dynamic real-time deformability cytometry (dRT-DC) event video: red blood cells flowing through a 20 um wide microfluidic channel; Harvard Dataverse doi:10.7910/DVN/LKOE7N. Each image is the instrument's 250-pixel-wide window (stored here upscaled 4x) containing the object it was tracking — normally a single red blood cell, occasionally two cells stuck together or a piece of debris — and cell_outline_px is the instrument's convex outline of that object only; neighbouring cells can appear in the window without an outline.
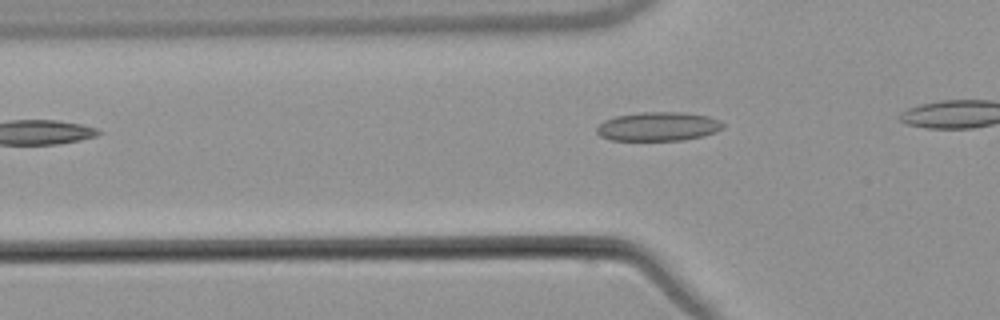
{"species": "common noctule bat (a hibernating species)", "species_latin": "Nyctalus noctula", "temperature_condition": "warm", "stored_images_in_passage": 2, "camera_frame_rate_fps": 3000, "um_per_image_px": 0.085, "animal": {"sex": "male", "body_mass_g": 21.5, "forearm_length_mm": 52.0}, "frame": {"image": 1, "passage_image": 2, "time_ms": 1.333, "image_size_px": [1000, 320], "cell_outline_px": [[724, 128], [716, 132], [684, 140], [612, 140], [600, 136], [596, 132], [596, 128], [604, 120], [616, 116], [644, 112], [684, 112], [708, 116], [720, 120], [724, 124]], "centroid_in_image_um": [55.96, 10.75], "position_along_channel_um": 69.8, "area_um2": 21.27}}